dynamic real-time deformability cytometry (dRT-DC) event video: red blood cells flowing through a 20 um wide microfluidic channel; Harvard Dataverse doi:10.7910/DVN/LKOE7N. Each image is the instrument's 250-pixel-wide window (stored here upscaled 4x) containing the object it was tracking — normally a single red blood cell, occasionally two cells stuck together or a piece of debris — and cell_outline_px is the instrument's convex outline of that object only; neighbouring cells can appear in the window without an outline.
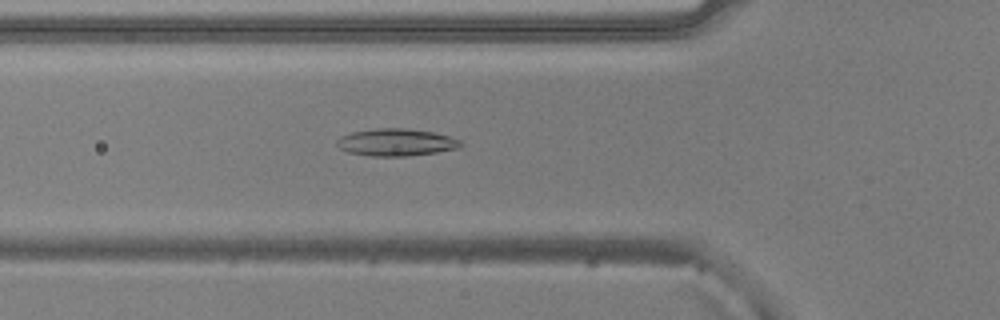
{"species": "common noctule bat (a hibernating species)", "species_latin": "Nyctalus noctula", "temperature_condition": "warm", "stored_images_in_passage": 52, "camera_frame_rate_fps": 3000, "um_per_image_px": 0.085, "animal": {"sex": "male", "body_mass_g": 20.5, "forearm_length_mm": 52.5}, "frame": {"image": 1, "passage_image": 18, "time_ms": 5.667, "image_size_px": [1000, 320], "cell_outline_px": [[464, 144], [460, 148], [436, 152], [404, 156], [368, 156], [348, 152], [340, 148], [336, 144], [336, 140], [340, 136], [352, 132], [376, 128], [404, 128], [432, 132], [448, 136], [460, 140]], "centroid_in_image_um": [33.65, 12.1], "position_along_channel_um": 92.1, "area_um2": 19.65}}
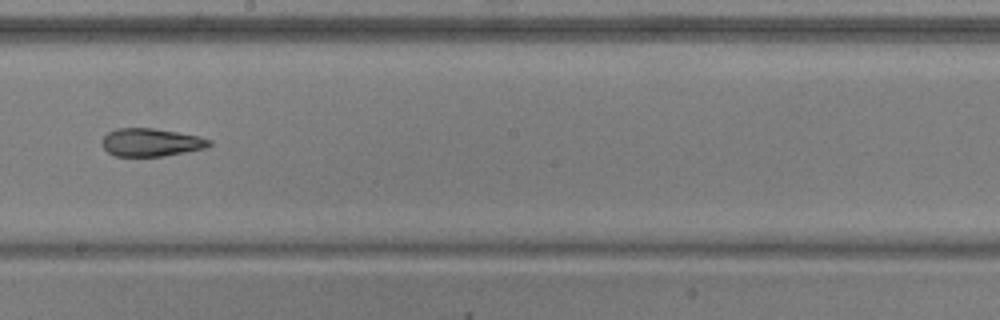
{"frame": {"image": 2, "passage_image": 29, "time_ms": 9.333, "image_size_px": [1000, 320], "cell_outline_px": [[212, 144], [208, 148], [164, 156], [116, 156], [108, 152], [104, 148], [104, 136], [108, 132], [116, 128], [152, 128], [200, 136], [212, 140]], "centroid_in_image_um": [12.9, 12.1], "position_along_channel_um": 235.3, "area_um2": 17.46}}
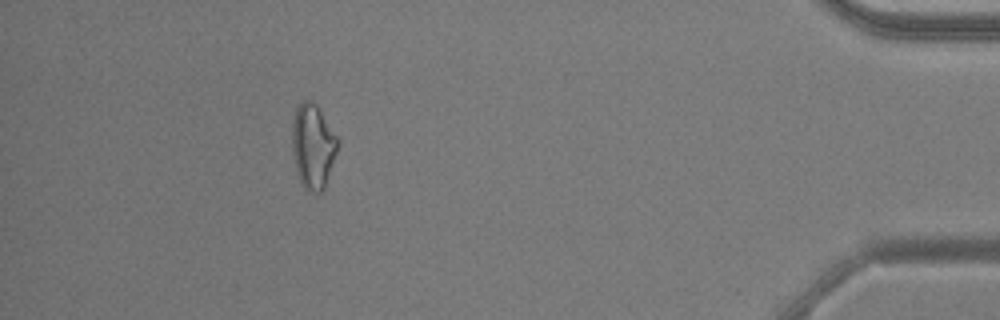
{"frame": {"image": 3, "passage_image": 47, "time_ms": 15.333, "image_size_px": [1000, 320], "cell_outline_px": [[340, 140], [324, 188], [320, 192], [308, 192], [300, 184], [296, 172], [292, 152], [292, 120], [296, 108], [304, 100], [312, 100], [316, 104]], "centroid_in_image_um": [26.58, 12.43], "position_along_channel_um": 408.6, "area_um2": 22.6}, "authors_computed_cell_mechanics": {"area_um2": 19.8543, "velocity_mm_per_s": 3.8825, "shape_relaxation_time_tau1_ms": null, "shape_relaxation_time_tau2_ms": 3.3208, "deformation_change_tau1": null, "deformation_change_tau2": 0.1169}}